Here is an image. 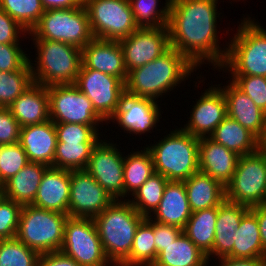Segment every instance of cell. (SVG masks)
<instances>
[{
	"label": "cell",
	"mask_w": 266,
	"mask_h": 266,
	"mask_svg": "<svg viewBox=\"0 0 266 266\" xmlns=\"http://www.w3.org/2000/svg\"><path fill=\"white\" fill-rule=\"evenodd\" d=\"M217 3L218 0H171L167 26L170 47L196 69L208 62L214 69H221L227 56L228 47L222 50L218 44L216 23L221 13Z\"/></svg>",
	"instance_id": "1"
},
{
	"label": "cell",
	"mask_w": 266,
	"mask_h": 266,
	"mask_svg": "<svg viewBox=\"0 0 266 266\" xmlns=\"http://www.w3.org/2000/svg\"><path fill=\"white\" fill-rule=\"evenodd\" d=\"M196 70L182 54L170 47L157 59L127 73L125 93L157 100Z\"/></svg>",
	"instance_id": "2"
},
{
	"label": "cell",
	"mask_w": 266,
	"mask_h": 266,
	"mask_svg": "<svg viewBox=\"0 0 266 266\" xmlns=\"http://www.w3.org/2000/svg\"><path fill=\"white\" fill-rule=\"evenodd\" d=\"M125 200H114L93 218L105 256L113 266H119L130 255L136 230L146 218Z\"/></svg>",
	"instance_id": "3"
},
{
	"label": "cell",
	"mask_w": 266,
	"mask_h": 266,
	"mask_svg": "<svg viewBox=\"0 0 266 266\" xmlns=\"http://www.w3.org/2000/svg\"><path fill=\"white\" fill-rule=\"evenodd\" d=\"M199 140L181 127L146 147L152 155L154 171L168 181L191 178L199 171Z\"/></svg>",
	"instance_id": "4"
},
{
	"label": "cell",
	"mask_w": 266,
	"mask_h": 266,
	"mask_svg": "<svg viewBox=\"0 0 266 266\" xmlns=\"http://www.w3.org/2000/svg\"><path fill=\"white\" fill-rule=\"evenodd\" d=\"M31 40L37 49L36 63L30 61L33 81L45 87L75 84L82 65V50L55 40Z\"/></svg>",
	"instance_id": "5"
},
{
	"label": "cell",
	"mask_w": 266,
	"mask_h": 266,
	"mask_svg": "<svg viewBox=\"0 0 266 266\" xmlns=\"http://www.w3.org/2000/svg\"><path fill=\"white\" fill-rule=\"evenodd\" d=\"M258 24L249 16L241 20L237 33L227 43L221 70L225 68L231 76L266 77V29Z\"/></svg>",
	"instance_id": "6"
},
{
	"label": "cell",
	"mask_w": 266,
	"mask_h": 266,
	"mask_svg": "<svg viewBox=\"0 0 266 266\" xmlns=\"http://www.w3.org/2000/svg\"><path fill=\"white\" fill-rule=\"evenodd\" d=\"M68 214L23 205L16 238L39 254L59 251Z\"/></svg>",
	"instance_id": "7"
},
{
	"label": "cell",
	"mask_w": 266,
	"mask_h": 266,
	"mask_svg": "<svg viewBox=\"0 0 266 266\" xmlns=\"http://www.w3.org/2000/svg\"><path fill=\"white\" fill-rule=\"evenodd\" d=\"M31 39L55 40L82 49L93 38L86 7L45 10L28 33Z\"/></svg>",
	"instance_id": "8"
},
{
	"label": "cell",
	"mask_w": 266,
	"mask_h": 266,
	"mask_svg": "<svg viewBox=\"0 0 266 266\" xmlns=\"http://www.w3.org/2000/svg\"><path fill=\"white\" fill-rule=\"evenodd\" d=\"M227 201L249 208L266 204V151L240 156L234 175L225 186Z\"/></svg>",
	"instance_id": "9"
},
{
	"label": "cell",
	"mask_w": 266,
	"mask_h": 266,
	"mask_svg": "<svg viewBox=\"0 0 266 266\" xmlns=\"http://www.w3.org/2000/svg\"><path fill=\"white\" fill-rule=\"evenodd\" d=\"M84 6L94 38L119 41L139 28L129 0H84Z\"/></svg>",
	"instance_id": "10"
},
{
	"label": "cell",
	"mask_w": 266,
	"mask_h": 266,
	"mask_svg": "<svg viewBox=\"0 0 266 266\" xmlns=\"http://www.w3.org/2000/svg\"><path fill=\"white\" fill-rule=\"evenodd\" d=\"M60 251L81 266H113L105 256L93 218L68 217Z\"/></svg>",
	"instance_id": "11"
},
{
	"label": "cell",
	"mask_w": 266,
	"mask_h": 266,
	"mask_svg": "<svg viewBox=\"0 0 266 266\" xmlns=\"http://www.w3.org/2000/svg\"><path fill=\"white\" fill-rule=\"evenodd\" d=\"M50 120L54 123L99 125L106 121L95 111L92 102L75 84L47 87Z\"/></svg>",
	"instance_id": "12"
},
{
	"label": "cell",
	"mask_w": 266,
	"mask_h": 266,
	"mask_svg": "<svg viewBox=\"0 0 266 266\" xmlns=\"http://www.w3.org/2000/svg\"><path fill=\"white\" fill-rule=\"evenodd\" d=\"M75 85L92 102L95 111L106 121L114 115L125 94V83L117 77L81 65Z\"/></svg>",
	"instance_id": "13"
},
{
	"label": "cell",
	"mask_w": 266,
	"mask_h": 266,
	"mask_svg": "<svg viewBox=\"0 0 266 266\" xmlns=\"http://www.w3.org/2000/svg\"><path fill=\"white\" fill-rule=\"evenodd\" d=\"M119 150L116 144L99 140L85 169L115 200L124 199L125 156Z\"/></svg>",
	"instance_id": "14"
},
{
	"label": "cell",
	"mask_w": 266,
	"mask_h": 266,
	"mask_svg": "<svg viewBox=\"0 0 266 266\" xmlns=\"http://www.w3.org/2000/svg\"><path fill=\"white\" fill-rule=\"evenodd\" d=\"M127 73L141 67L165 53L170 48L167 26L160 28L139 27L128 37L119 40Z\"/></svg>",
	"instance_id": "15"
},
{
	"label": "cell",
	"mask_w": 266,
	"mask_h": 266,
	"mask_svg": "<svg viewBox=\"0 0 266 266\" xmlns=\"http://www.w3.org/2000/svg\"><path fill=\"white\" fill-rule=\"evenodd\" d=\"M115 199L85 170H71L69 217L94 218Z\"/></svg>",
	"instance_id": "16"
},
{
	"label": "cell",
	"mask_w": 266,
	"mask_h": 266,
	"mask_svg": "<svg viewBox=\"0 0 266 266\" xmlns=\"http://www.w3.org/2000/svg\"><path fill=\"white\" fill-rule=\"evenodd\" d=\"M156 100L143 97H135L125 93L122 96L121 104L109 119L113 123L135 135L150 133L153 128H156V123L159 122L161 111ZM116 121V122H115Z\"/></svg>",
	"instance_id": "17"
},
{
	"label": "cell",
	"mask_w": 266,
	"mask_h": 266,
	"mask_svg": "<svg viewBox=\"0 0 266 266\" xmlns=\"http://www.w3.org/2000/svg\"><path fill=\"white\" fill-rule=\"evenodd\" d=\"M211 86L202 93L192 108L188 123L182 128L189 134L202 138L209 137L227 117V104L222 90Z\"/></svg>",
	"instance_id": "18"
},
{
	"label": "cell",
	"mask_w": 266,
	"mask_h": 266,
	"mask_svg": "<svg viewBox=\"0 0 266 266\" xmlns=\"http://www.w3.org/2000/svg\"><path fill=\"white\" fill-rule=\"evenodd\" d=\"M70 180L71 170L49 166L31 205L69 215Z\"/></svg>",
	"instance_id": "19"
},
{
	"label": "cell",
	"mask_w": 266,
	"mask_h": 266,
	"mask_svg": "<svg viewBox=\"0 0 266 266\" xmlns=\"http://www.w3.org/2000/svg\"><path fill=\"white\" fill-rule=\"evenodd\" d=\"M81 50L82 64L86 68L100 71L126 82L127 70L119 41L93 38Z\"/></svg>",
	"instance_id": "20"
},
{
	"label": "cell",
	"mask_w": 266,
	"mask_h": 266,
	"mask_svg": "<svg viewBox=\"0 0 266 266\" xmlns=\"http://www.w3.org/2000/svg\"><path fill=\"white\" fill-rule=\"evenodd\" d=\"M222 90L227 104V116L239 122L260 141L266 135V113L255 105L232 81Z\"/></svg>",
	"instance_id": "21"
},
{
	"label": "cell",
	"mask_w": 266,
	"mask_h": 266,
	"mask_svg": "<svg viewBox=\"0 0 266 266\" xmlns=\"http://www.w3.org/2000/svg\"><path fill=\"white\" fill-rule=\"evenodd\" d=\"M240 156L209 137L199 140V171L226 186L236 170Z\"/></svg>",
	"instance_id": "22"
},
{
	"label": "cell",
	"mask_w": 266,
	"mask_h": 266,
	"mask_svg": "<svg viewBox=\"0 0 266 266\" xmlns=\"http://www.w3.org/2000/svg\"><path fill=\"white\" fill-rule=\"evenodd\" d=\"M19 143L27 154L29 162H38L54 167L57 135L52 120L22 127Z\"/></svg>",
	"instance_id": "23"
},
{
	"label": "cell",
	"mask_w": 266,
	"mask_h": 266,
	"mask_svg": "<svg viewBox=\"0 0 266 266\" xmlns=\"http://www.w3.org/2000/svg\"><path fill=\"white\" fill-rule=\"evenodd\" d=\"M250 210L249 207L227 201L226 199L218 206L215 237L212 252L207 256L208 262L227 257L233 250L235 243L234 234L240 226L242 217ZM213 255V256H212ZM210 259V260H209Z\"/></svg>",
	"instance_id": "24"
},
{
	"label": "cell",
	"mask_w": 266,
	"mask_h": 266,
	"mask_svg": "<svg viewBox=\"0 0 266 266\" xmlns=\"http://www.w3.org/2000/svg\"><path fill=\"white\" fill-rule=\"evenodd\" d=\"M191 214L184 181H168L154 216L149 218L183 230Z\"/></svg>",
	"instance_id": "25"
},
{
	"label": "cell",
	"mask_w": 266,
	"mask_h": 266,
	"mask_svg": "<svg viewBox=\"0 0 266 266\" xmlns=\"http://www.w3.org/2000/svg\"><path fill=\"white\" fill-rule=\"evenodd\" d=\"M21 128L50 120L47 87L33 83L9 107Z\"/></svg>",
	"instance_id": "26"
},
{
	"label": "cell",
	"mask_w": 266,
	"mask_h": 266,
	"mask_svg": "<svg viewBox=\"0 0 266 266\" xmlns=\"http://www.w3.org/2000/svg\"><path fill=\"white\" fill-rule=\"evenodd\" d=\"M184 184L192 212L218 207L225 200V186L201 171Z\"/></svg>",
	"instance_id": "27"
},
{
	"label": "cell",
	"mask_w": 266,
	"mask_h": 266,
	"mask_svg": "<svg viewBox=\"0 0 266 266\" xmlns=\"http://www.w3.org/2000/svg\"><path fill=\"white\" fill-rule=\"evenodd\" d=\"M209 138L239 156L252 154L261 148V141L229 116L218 124Z\"/></svg>",
	"instance_id": "28"
},
{
	"label": "cell",
	"mask_w": 266,
	"mask_h": 266,
	"mask_svg": "<svg viewBox=\"0 0 266 266\" xmlns=\"http://www.w3.org/2000/svg\"><path fill=\"white\" fill-rule=\"evenodd\" d=\"M48 165L29 162L16 175L6 181L3 186L6 199L23 205L34 202L38 187Z\"/></svg>",
	"instance_id": "29"
},
{
	"label": "cell",
	"mask_w": 266,
	"mask_h": 266,
	"mask_svg": "<svg viewBox=\"0 0 266 266\" xmlns=\"http://www.w3.org/2000/svg\"><path fill=\"white\" fill-rule=\"evenodd\" d=\"M235 232V243L228 258L266 259L260 238L259 224L256 215L251 210L242 217L240 226Z\"/></svg>",
	"instance_id": "30"
},
{
	"label": "cell",
	"mask_w": 266,
	"mask_h": 266,
	"mask_svg": "<svg viewBox=\"0 0 266 266\" xmlns=\"http://www.w3.org/2000/svg\"><path fill=\"white\" fill-rule=\"evenodd\" d=\"M207 256L182 232L161 251L152 266H207Z\"/></svg>",
	"instance_id": "31"
},
{
	"label": "cell",
	"mask_w": 266,
	"mask_h": 266,
	"mask_svg": "<svg viewBox=\"0 0 266 266\" xmlns=\"http://www.w3.org/2000/svg\"><path fill=\"white\" fill-rule=\"evenodd\" d=\"M218 207L192 212L183 233L208 256L213 249Z\"/></svg>",
	"instance_id": "32"
},
{
	"label": "cell",
	"mask_w": 266,
	"mask_h": 266,
	"mask_svg": "<svg viewBox=\"0 0 266 266\" xmlns=\"http://www.w3.org/2000/svg\"><path fill=\"white\" fill-rule=\"evenodd\" d=\"M123 171L124 197H129L155 173L150 151L145 147L144 150L130 152L124 157Z\"/></svg>",
	"instance_id": "33"
},
{
	"label": "cell",
	"mask_w": 266,
	"mask_h": 266,
	"mask_svg": "<svg viewBox=\"0 0 266 266\" xmlns=\"http://www.w3.org/2000/svg\"><path fill=\"white\" fill-rule=\"evenodd\" d=\"M156 259L153 220L146 217L136 230L130 255L119 266H152Z\"/></svg>",
	"instance_id": "34"
},
{
	"label": "cell",
	"mask_w": 266,
	"mask_h": 266,
	"mask_svg": "<svg viewBox=\"0 0 266 266\" xmlns=\"http://www.w3.org/2000/svg\"><path fill=\"white\" fill-rule=\"evenodd\" d=\"M168 180L159 173H154L132 196L129 202L144 217L151 216L158 207ZM134 199V200H133ZM136 200V201H135Z\"/></svg>",
	"instance_id": "35"
},
{
	"label": "cell",
	"mask_w": 266,
	"mask_h": 266,
	"mask_svg": "<svg viewBox=\"0 0 266 266\" xmlns=\"http://www.w3.org/2000/svg\"><path fill=\"white\" fill-rule=\"evenodd\" d=\"M97 143H57L54 167L67 170L86 169Z\"/></svg>",
	"instance_id": "36"
},
{
	"label": "cell",
	"mask_w": 266,
	"mask_h": 266,
	"mask_svg": "<svg viewBox=\"0 0 266 266\" xmlns=\"http://www.w3.org/2000/svg\"><path fill=\"white\" fill-rule=\"evenodd\" d=\"M159 0H129L133 16L138 27L160 28L168 26L171 0H166L162 9H158Z\"/></svg>",
	"instance_id": "37"
},
{
	"label": "cell",
	"mask_w": 266,
	"mask_h": 266,
	"mask_svg": "<svg viewBox=\"0 0 266 266\" xmlns=\"http://www.w3.org/2000/svg\"><path fill=\"white\" fill-rule=\"evenodd\" d=\"M0 8L28 33L37 25L45 11L41 0H0Z\"/></svg>",
	"instance_id": "38"
},
{
	"label": "cell",
	"mask_w": 266,
	"mask_h": 266,
	"mask_svg": "<svg viewBox=\"0 0 266 266\" xmlns=\"http://www.w3.org/2000/svg\"><path fill=\"white\" fill-rule=\"evenodd\" d=\"M33 83L31 70L0 71V107H9Z\"/></svg>",
	"instance_id": "39"
},
{
	"label": "cell",
	"mask_w": 266,
	"mask_h": 266,
	"mask_svg": "<svg viewBox=\"0 0 266 266\" xmlns=\"http://www.w3.org/2000/svg\"><path fill=\"white\" fill-rule=\"evenodd\" d=\"M39 257L16 237L0 241V266H37Z\"/></svg>",
	"instance_id": "40"
},
{
	"label": "cell",
	"mask_w": 266,
	"mask_h": 266,
	"mask_svg": "<svg viewBox=\"0 0 266 266\" xmlns=\"http://www.w3.org/2000/svg\"><path fill=\"white\" fill-rule=\"evenodd\" d=\"M29 163L19 142L0 145V182L4 184Z\"/></svg>",
	"instance_id": "41"
},
{
	"label": "cell",
	"mask_w": 266,
	"mask_h": 266,
	"mask_svg": "<svg viewBox=\"0 0 266 266\" xmlns=\"http://www.w3.org/2000/svg\"><path fill=\"white\" fill-rule=\"evenodd\" d=\"M54 125L57 143H97L101 139L98 125L78 123H54Z\"/></svg>",
	"instance_id": "42"
},
{
	"label": "cell",
	"mask_w": 266,
	"mask_h": 266,
	"mask_svg": "<svg viewBox=\"0 0 266 266\" xmlns=\"http://www.w3.org/2000/svg\"><path fill=\"white\" fill-rule=\"evenodd\" d=\"M232 82L266 113V77L231 76Z\"/></svg>",
	"instance_id": "43"
},
{
	"label": "cell",
	"mask_w": 266,
	"mask_h": 266,
	"mask_svg": "<svg viewBox=\"0 0 266 266\" xmlns=\"http://www.w3.org/2000/svg\"><path fill=\"white\" fill-rule=\"evenodd\" d=\"M25 53L20 44L0 43V71L31 70V59Z\"/></svg>",
	"instance_id": "44"
},
{
	"label": "cell",
	"mask_w": 266,
	"mask_h": 266,
	"mask_svg": "<svg viewBox=\"0 0 266 266\" xmlns=\"http://www.w3.org/2000/svg\"><path fill=\"white\" fill-rule=\"evenodd\" d=\"M21 208V204L6 198L0 204V239L16 237Z\"/></svg>",
	"instance_id": "45"
},
{
	"label": "cell",
	"mask_w": 266,
	"mask_h": 266,
	"mask_svg": "<svg viewBox=\"0 0 266 266\" xmlns=\"http://www.w3.org/2000/svg\"><path fill=\"white\" fill-rule=\"evenodd\" d=\"M21 126L8 107H0V145L19 142Z\"/></svg>",
	"instance_id": "46"
},
{
	"label": "cell",
	"mask_w": 266,
	"mask_h": 266,
	"mask_svg": "<svg viewBox=\"0 0 266 266\" xmlns=\"http://www.w3.org/2000/svg\"><path fill=\"white\" fill-rule=\"evenodd\" d=\"M25 31L12 17L0 8V43L19 44V35H26Z\"/></svg>",
	"instance_id": "47"
},
{
	"label": "cell",
	"mask_w": 266,
	"mask_h": 266,
	"mask_svg": "<svg viewBox=\"0 0 266 266\" xmlns=\"http://www.w3.org/2000/svg\"><path fill=\"white\" fill-rule=\"evenodd\" d=\"M182 232L183 230L179 227L153 221L154 242L157 256L166 246L174 242Z\"/></svg>",
	"instance_id": "48"
},
{
	"label": "cell",
	"mask_w": 266,
	"mask_h": 266,
	"mask_svg": "<svg viewBox=\"0 0 266 266\" xmlns=\"http://www.w3.org/2000/svg\"><path fill=\"white\" fill-rule=\"evenodd\" d=\"M37 266H81L62 251L40 254Z\"/></svg>",
	"instance_id": "49"
},
{
	"label": "cell",
	"mask_w": 266,
	"mask_h": 266,
	"mask_svg": "<svg viewBox=\"0 0 266 266\" xmlns=\"http://www.w3.org/2000/svg\"><path fill=\"white\" fill-rule=\"evenodd\" d=\"M250 210L256 215L263 251L266 253V204L251 207Z\"/></svg>",
	"instance_id": "50"
},
{
	"label": "cell",
	"mask_w": 266,
	"mask_h": 266,
	"mask_svg": "<svg viewBox=\"0 0 266 266\" xmlns=\"http://www.w3.org/2000/svg\"><path fill=\"white\" fill-rule=\"evenodd\" d=\"M44 10L81 7L84 0H41Z\"/></svg>",
	"instance_id": "51"
},
{
	"label": "cell",
	"mask_w": 266,
	"mask_h": 266,
	"mask_svg": "<svg viewBox=\"0 0 266 266\" xmlns=\"http://www.w3.org/2000/svg\"><path fill=\"white\" fill-rule=\"evenodd\" d=\"M215 266H266V259H235L225 257L220 258L219 265Z\"/></svg>",
	"instance_id": "52"
},
{
	"label": "cell",
	"mask_w": 266,
	"mask_h": 266,
	"mask_svg": "<svg viewBox=\"0 0 266 266\" xmlns=\"http://www.w3.org/2000/svg\"><path fill=\"white\" fill-rule=\"evenodd\" d=\"M5 198L6 196L4 186H0V204L4 201Z\"/></svg>",
	"instance_id": "53"
},
{
	"label": "cell",
	"mask_w": 266,
	"mask_h": 266,
	"mask_svg": "<svg viewBox=\"0 0 266 266\" xmlns=\"http://www.w3.org/2000/svg\"><path fill=\"white\" fill-rule=\"evenodd\" d=\"M261 148L266 151V135L264 137V139L261 141Z\"/></svg>",
	"instance_id": "54"
}]
</instances>
